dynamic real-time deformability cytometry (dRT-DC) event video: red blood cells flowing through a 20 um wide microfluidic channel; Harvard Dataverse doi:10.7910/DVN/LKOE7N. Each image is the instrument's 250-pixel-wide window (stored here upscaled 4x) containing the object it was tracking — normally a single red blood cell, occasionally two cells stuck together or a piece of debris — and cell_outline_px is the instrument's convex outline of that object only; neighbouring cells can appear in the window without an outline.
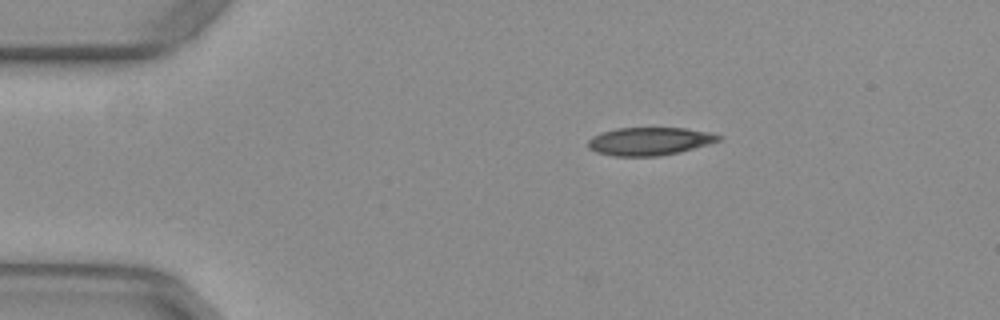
{"species": "common noctule bat (a hibernating species)", "species_latin": "Nyctalus noctula", "temperature_condition": "warm", "stored_images_in_passage": 44, "camera_frame_rate_fps": 3000, "um_per_image_px": 0.085, "animal": {"sex": "female", "body_mass_g": 29.2, "forearm_length_mm": 56.3}, "frame": {"image": 1, "passage_image": 1, "time_ms": 0.0, "image_size_px": [1000, 320], "cell_outline_px": [[724, 136], [720, 140], [708, 144], [680, 152], [656, 156], [616, 156], [596, 152], [588, 148], [588, 140], [592, 136], [616, 128], [684, 128], [712, 132]], "centroid_in_image_um": [55.23, 12.0], "position_along_channel_um": 29.8, "area_um2": 21.27}}
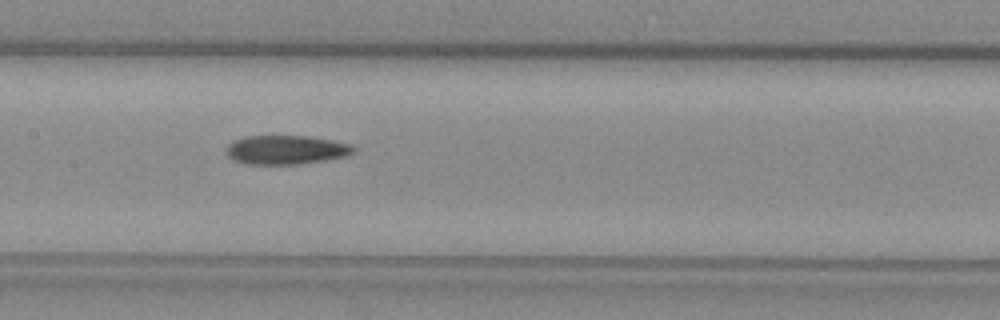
{"frame": {"image": 2, "passage_image": 17, "time_ms": 5.333, "image_size_px": [1000, 320], "cell_outline_px": [[356, 152], [348, 156], [300, 164], [244, 164], [232, 160], [228, 156], [228, 144], [232, 140], [244, 136], [304, 136], [332, 140], [352, 144], [356, 148]], "centroid_in_image_um": [24.33, 12.74], "position_along_channel_um": 183.1, "area_um2": 21.68}}
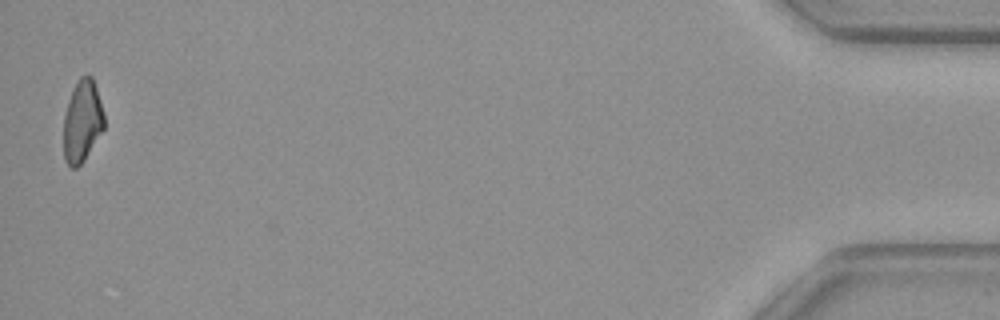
{"frame": {"image": 3, "passage_image": 43, "time_ms": 14.0, "image_size_px": [1000, 320], "cell_outline_px": [[104, 128], [84, 160], [76, 168], [72, 168], [64, 160], [64, 116], [68, 100], [80, 76], [92, 76], [104, 112]], "centroid_in_image_um": [6.99, 10.32], "position_along_channel_um": 428.2, "area_um2": 19.13}}